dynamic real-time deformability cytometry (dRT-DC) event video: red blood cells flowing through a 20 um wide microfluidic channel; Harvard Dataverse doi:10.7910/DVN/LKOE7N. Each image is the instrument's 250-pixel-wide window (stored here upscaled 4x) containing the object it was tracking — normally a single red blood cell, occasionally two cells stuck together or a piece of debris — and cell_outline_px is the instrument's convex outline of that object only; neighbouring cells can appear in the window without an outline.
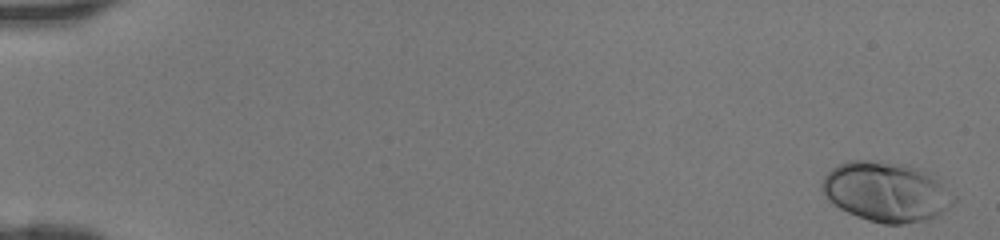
{"species": "human", "species_latin": "Homo sapiens", "temperature_condition": "room temperature", "stored_images_in_passage": 46, "camera_frame_rate_fps": 3000, "um_per_image_px": 0.085, "donor": {"sex": "female"}, "frame": {"image": 1, "passage_image": 1, "time_ms": 0.0, "image_size_px": [1000, 240], "cell_outline_px": [[956, 200], [952, 204], [936, 216], [924, 220], [904, 224], [884, 224], [868, 220], [848, 212], [832, 204], [824, 196], [820, 188], [820, 184], [824, 176], [832, 168], [848, 160], [868, 160], [908, 164], [924, 168], [956, 196]], "centroid_in_image_um": [75.31, 16.28], "position_along_channel_um": 9.7, "area_um2": 46.18}}
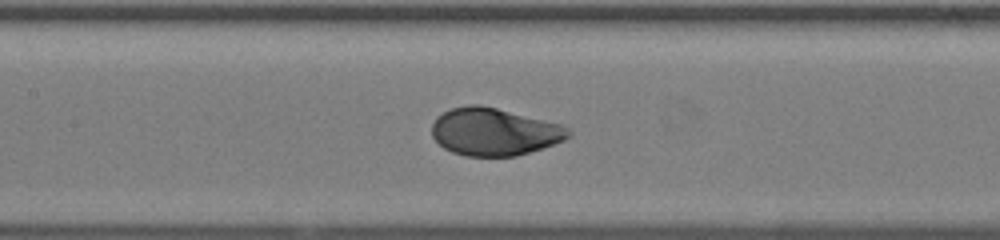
{"frame": {"image": 2, "passage_image": 23, "time_ms": 7.333, "image_size_px": [1000, 240], "cell_outline_px": [[572, 136], [564, 140], [544, 148], [516, 156], [468, 156], [452, 152], [444, 148], [432, 136], [432, 124], [436, 116], [452, 108], [468, 104], [480, 104], [560, 124], [568, 128], [572, 132]], "centroid_in_image_um": [42.01, 11.2], "position_along_channel_um": 165.4, "area_um2": 37.8}}
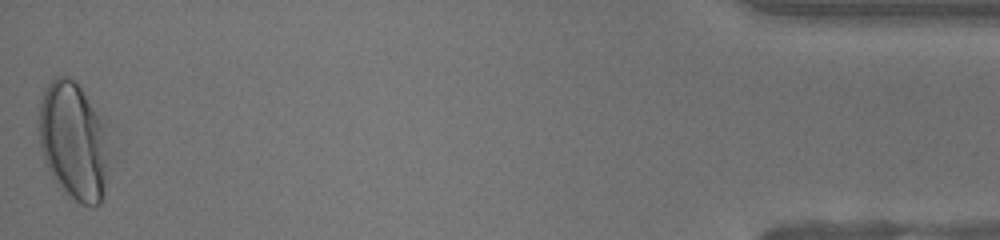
{"frame": {"image": 3, "passage_image": 46, "time_ms": 15.0, "image_size_px": [1000, 240], "cell_outline_px": [[104, 196], [100, 204], [92, 208], [80, 204], [64, 192], [52, 176], [44, 160], [40, 144], [40, 100], [48, 84], [56, 76], [68, 76], [76, 80], [100, 120], [104, 132]], "centroid_in_image_um": [6.18, 12.01], "position_along_channel_um": 429.0, "area_um2": 46.47}}